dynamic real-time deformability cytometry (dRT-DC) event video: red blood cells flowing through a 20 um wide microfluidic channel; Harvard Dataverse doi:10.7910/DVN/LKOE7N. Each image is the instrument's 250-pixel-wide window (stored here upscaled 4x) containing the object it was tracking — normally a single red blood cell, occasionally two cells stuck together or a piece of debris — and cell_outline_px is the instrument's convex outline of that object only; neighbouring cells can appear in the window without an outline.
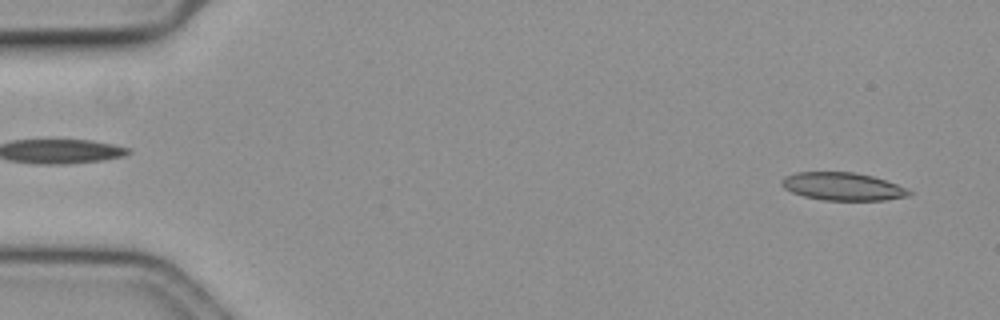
{"species": "common noctule bat (a hibernating species)", "species_latin": "Nyctalus noctula", "temperature_condition": "cold", "stored_images_in_passage": 58, "camera_frame_rate_fps": 3000, "um_per_image_px": 0.085, "animal": {"sex": "female", "body_mass_g": 19.3, "forearm_length_mm": 54.1}, "frame": {"image": 1, "passage_image": 3, "time_ms": 0.667, "image_size_px": [1000, 320], "cell_outline_px": [[912, 192], [908, 196], [884, 200], [824, 200], [804, 196], [792, 192], [784, 188], [780, 184], [780, 180], [784, 176], [796, 172], [852, 172], [872, 176], [896, 184]], "centroid_in_image_um": [71.57, 15.84], "position_along_channel_um": 13.4, "area_um2": 20.52}}
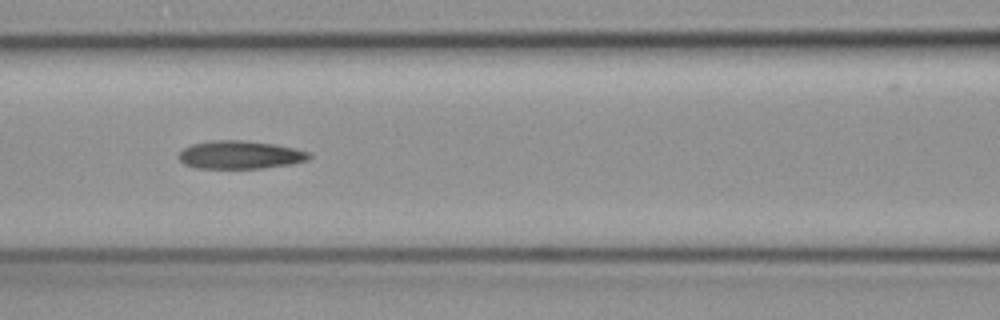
{"frame": {"image": 2, "passage_image": 25, "time_ms": 8.0, "image_size_px": [1000, 320], "cell_outline_px": [[312, 156], [308, 160], [292, 164], [260, 168], [196, 168], [184, 164], [180, 160], [180, 152], [184, 148], [192, 144], [208, 140], [244, 140], [272, 144], [292, 148], [308, 152]], "centroid_in_image_um": [20.39, 13.16], "position_along_channel_um": 146.2, "area_um2": 21.21}}
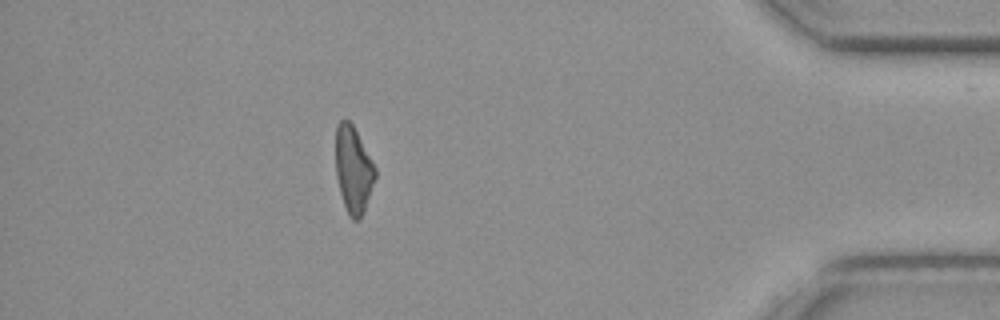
{"frame": {"image": 3, "passage_image": 51, "time_ms": 16.667, "image_size_px": [1000, 320], "cell_outline_px": [[376, 176], [364, 212], [356, 220], [352, 220], [348, 216], [340, 192], [336, 176], [336, 124], [340, 120], [348, 120], [352, 124], [372, 160], [376, 168]], "centroid_in_image_um": [30.03, 14.43], "position_along_channel_um": 405.2, "area_um2": 19.83}, "authors_computed_cell_mechanics": {"area_um2": 21.1548, "velocity_mm_per_s": 3.5633, "shape_relaxation_time_tau1_ms": null, "shape_relaxation_time_tau2_ms": 8.2138, "deformation_change_tau1": null, "deformation_change_tau2": 0.1867}}